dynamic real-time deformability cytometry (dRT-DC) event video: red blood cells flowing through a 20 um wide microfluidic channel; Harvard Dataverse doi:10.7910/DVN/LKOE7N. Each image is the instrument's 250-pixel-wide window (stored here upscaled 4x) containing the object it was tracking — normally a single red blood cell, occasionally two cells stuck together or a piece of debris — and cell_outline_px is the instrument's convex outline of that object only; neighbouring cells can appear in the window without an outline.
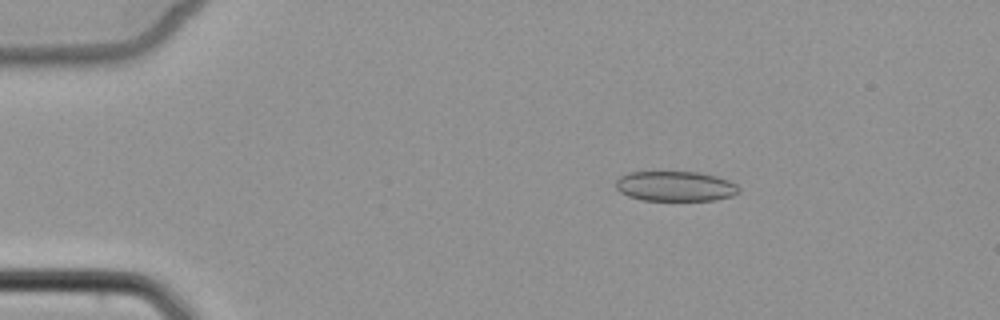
{"species": "common noctule bat (a hibernating species)", "species_latin": "Nyctalus noctula", "temperature_condition": "cold", "stored_images_in_passage": 3, "camera_frame_rate_fps": 3000, "um_per_image_px": 0.085, "animal": {"sex": "female", "body_mass_g": 22.7, "forearm_length_mm": 54.2}, "frame": {"image": 1, "passage_image": 1, "time_ms": 0.0, "image_size_px": [1000, 320], "cell_outline_px": [[740, 192], [732, 196], [716, 200], [640, 200], [628, 196], [620, 192], [616, 188], [616, 180], [620, 176], [628, 172], [700, 172], [716, 176], [728, 180], [736, 184], [740, 188]], "centroid_in_image_um": [57.41, 15.83], "position_along_channel_um": 27.6, "area_um2": 21.68}}
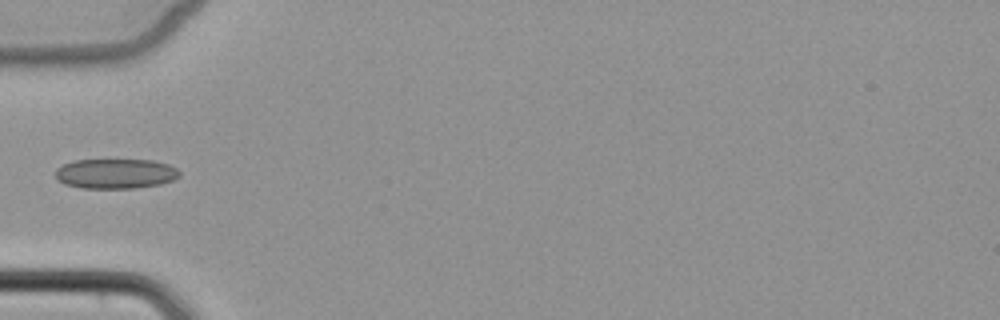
{"frame": {"image": 2, "passage_image": 3, "time_ms": 3.0, "image_size_px": [1000, 320], "cell_outline_px": [[180, 176], [172, 180], [160, 184], [136, 188], [80, 188], [64, 184], [56, 176], [56, 168], [72, 160], [152, 160], [168, 164], [176, 168], [180, 172]], "centroid_in_image_um": [9.82, 14.76], "position_along_channel_um": 75.2, "area_um2": 21.62}}